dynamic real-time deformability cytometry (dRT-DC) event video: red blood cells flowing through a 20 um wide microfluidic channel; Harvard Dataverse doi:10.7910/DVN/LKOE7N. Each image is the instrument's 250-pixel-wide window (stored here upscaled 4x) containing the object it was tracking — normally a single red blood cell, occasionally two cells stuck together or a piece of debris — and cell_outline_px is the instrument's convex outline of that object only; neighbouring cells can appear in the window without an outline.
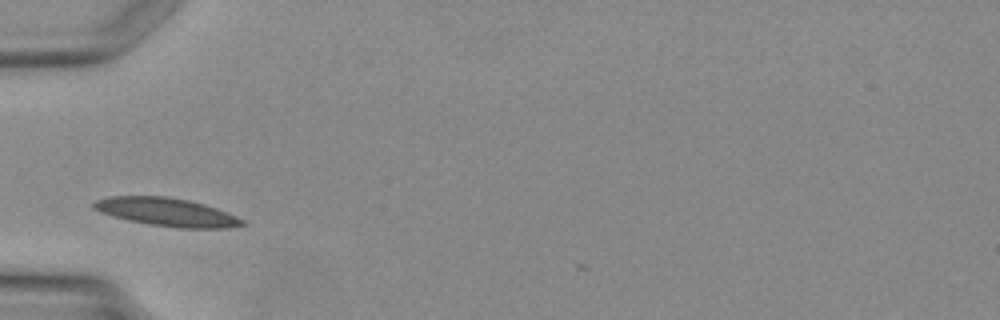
{"species": "Egyptian fruit bat (a non-hibernating species)", "species_latin": "Rousettus aegyptiacus", "temperature_condition": "warm", "stored_images_in_passage": 1, "camera_frame_rate_fps": 3000, "um_per_image_px": 0.085, "animal": {"sex": "female"}, "frame": {"image": 1, "passage_image": 1, "time_ms": 0.0, "image_size_px": [1000, 320], "cell_outline_px": [[248, 224], [228, 228], [180, 228], [152, 224], [128, 220], [112, 216], [100, 212], [92, 208], [92, 204], [96, 200], [108, 196], [168, 196], [188, 200], [204, 204], [216, 208], [236, 216], [244, 220]], "centroid_in_image_um": [14.17, 18.02], "position_along_channel_um": 70.8, "area_um2": 24.39}}